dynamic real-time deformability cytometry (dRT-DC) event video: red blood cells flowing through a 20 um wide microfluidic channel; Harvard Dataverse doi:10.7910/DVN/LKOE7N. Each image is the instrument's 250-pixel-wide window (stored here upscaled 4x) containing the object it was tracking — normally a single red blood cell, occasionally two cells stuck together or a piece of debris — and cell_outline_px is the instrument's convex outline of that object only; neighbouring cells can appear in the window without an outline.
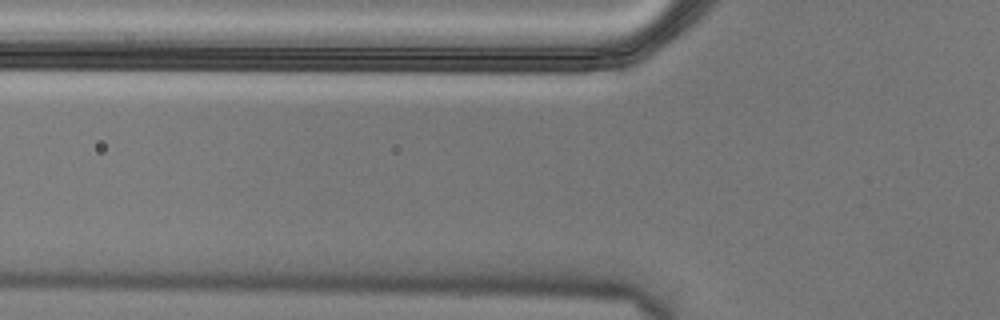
{"species": "Egyptian fruit bat (a non-hibernating species)", "species_latin": "Rousettus aegyptiacus", "temperature_condition": "cold", "stored_images_in_passage": 3, "camera_frame_rate_fps": 3000, "um_per_image_px": 0.085, "animal": {"sex": "male"}, "frame": {"image": 1, "passage_image": 2, "time_ms": 0.333, "image_size_px": [1000, 320], "cell_outline_px": [[632, 52], [620, 68], [588, 72], [444, 72], [448, 68], [600, 48], [616, 48]], "centroid_in_image_um": [47.25, 5.33], "position_along_channel_um": 78.6, "area_um2": 19.25}}